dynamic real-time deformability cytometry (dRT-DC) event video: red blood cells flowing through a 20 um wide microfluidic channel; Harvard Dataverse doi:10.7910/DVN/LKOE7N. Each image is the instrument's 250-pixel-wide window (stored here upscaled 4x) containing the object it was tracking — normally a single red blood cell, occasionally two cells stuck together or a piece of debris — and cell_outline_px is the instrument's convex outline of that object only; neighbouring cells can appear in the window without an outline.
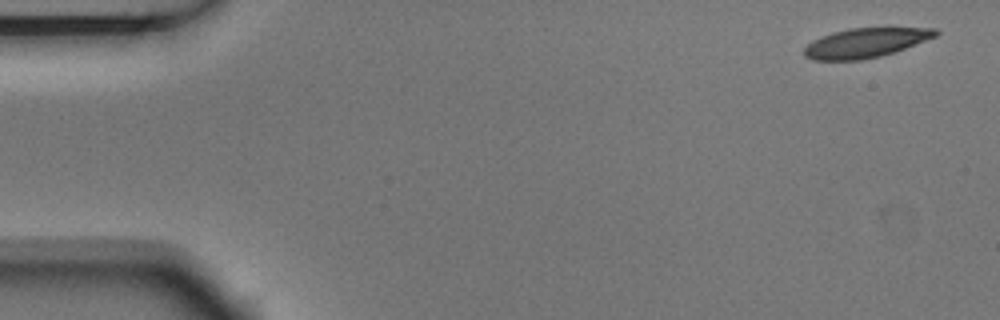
{"species": "Egyptian fruit bat (a non-hibernating species)", "species_latin": "Rousettus aegyptiacus", "temperature_condition": "room temperature", "stored_images_in_passage": 3, "camera_frame_rate_fps": 3000, "um_per_image_px": 0.085, "animal": {"sex": "male"}, "frame": {"image": 1, "passage_image": 1, "time_ms": 0.0, "image_size_px": [1000, 320], "cell_outline_px": [[940, 32], [936, 36], [904, 48], [880, 56], [860, 60], [812, 60], [804, 56], [804, 48], [812, 40], [832, 32], [848, 28], [888, 24], [936, 28]], "centroid_in_image_um": [73.64, 3.56], "position_along_channel_um": 11.4, "area_um2": 23.64}}